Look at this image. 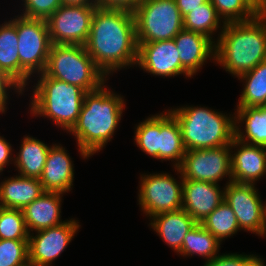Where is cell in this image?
<instances>
[{
  "mask_svg": "<svg viewBox=\"0 0 266 266\" xmlns=\"http://www.w3.org/2000/svg\"><path fill=\"white\" fill-rule=\"evenodd\" d=\"M84 46L105 75L136 64L138 42L133 12L97 6Z\"/></svg>",
  "mask_w": 266,
  "mask_h": 266,
  "instance_id": "1",
  "label": "cell"
},
{
  "mask_svg": "<svg viewBox=\"0 0 266 266\" xmlns=\"http://www.w3.org/2000/svg\"><path fill=\"white\" fill-rule=\"evenodd\" d=\"M214 59L239 77L266 60V14L245 22L223 24Z\"/></svg>",
  "mask_w": 266,
  "mask_h": 266,
  "instance_id": "2",
  "label": "cell"
},
{
  "mask_svg": "<svg viewBox=\"0 0 266 266\" xmlns=\"http://www.w3.org/2000/svg\"><path fill=\"white\" fill-rule=\"evenodd\" d=\"M103 85L86 92L77 122L70 130L83 158L101 150L111 140L125 106L121 96L105 90Z\"/></svg>",
  "mask_w": 266,
  "mask_h": 266,
  "instance_id": "3",
  "label": "cell"
},
{
  "mask_svg": "<svg viewBox=\"0 0 266 266\" xmlns=\"http://www.w3.org/2000/svg\"><path fill=\"white\" fill-rule=\"evenodd\" d=\"M170 112L180 125L186 151L231 145L235 137V121L222 113L202 107H182Z\"/></svg>",
  "mask_w": 266,
  "mask_h": 266,
  "instance_id": "4",
  "label": "cell"
},
{
  "mask_svg": "<svg viewBox=\"0 0 266 266\" xmlns=\"http://www.w3.org/2000/svg\"><path fill=\"white\" fill-rule=\"evenodd\" d=\"M34 89L32 113L48 116L57 125L70 131L79 117L86 92L75 85L40 73Z\"/></svg>",
  "mask_w": 266,
  "mask_h": 266,
  "instance_id": "5",
  "label": "cell"
},
{
  "mask_svg": "<svg viewBox=\"0 0 266 266\" xmlns=\"http://www.w3.org/2000/svg\"><path fill=\"white\" fill-rule=\"evenodd\" d=\"M45 75L82 88L85 92L104 84L105 74L95 65L83 45L52 44Z\"/></svg>",
  "mask_w": 266,
  "mask_h": 266,
  "instance_id": "6",
  "label": "cell"
},
{
  "mask_svg": "<svg viewBox=\"0 0 266 266\" xmlns=\"http://www.w3.org/2000/svg\"><path fill=\"white\" fill-rule=\"evenodd\" d=\"M133 14L138 43L170 40L184 29L175 0H142Z\"/></svg>",
  "mask_w": 266,
  "mask_h": 266,
  "instance_id": "7",
  "label": "cell"
},
{
  "mask_svg": "<svg viewBox=\"0 0 266 266\" xmlns=\"http://www.w3.org/2000/svg\"><path fill=\"white\" fill-rule=\"evenodd\" d=\"M11 22L17 31L20 85L23 88L35 70L44 72L52 43L46 20L20 16Z\"/></svg>",
  "mask_w": 266,
  "mask_h": 266,
  "instance_id": "8",
  "label": "cell"
},
{
  "mask_svg": "<svg viewBox=\"0 0 266 266\" xmlns=\"http://www.w3.org/2000/svg\"><path fill=\"white\" fill-rule=\"evenodd\" d=\"M231 145L218 148L186 151L181 165L176 168L183 180H195L217 184L224 176L232 175Z\"/></svg>",
  "mask_w": 266,
  "mask_h": 266,
  "instance_id": "9",
  "label": "cell"
},
{
  "mask_svg": "<svg viewBox=\"0 0 266 266\" xmlns=\"http://www.w3.org/2000/svg\"><path fill=\"white\" fill-rule=\"evenodd\" d=\"M96 7L61 5L47 20L52 44L85 45Z\"/></svg>",
  "mask_w": 266,
  "mask_h": 266,
  "instance_id": "10",
  "label": "cell"
},
{
  "mask_svg": "<svg viewBox=\"0 0 266 266\" xmlns=\"http://www.w3.org/2000/svg\"><path fill=\"white\" fill-rule=\"evenodd\" d=\"M224 190V200L233 210L239 228L265 236L264 205L254 184L230 181Z\"/></svg>",
  "mask_w": 266,
  "mask_h": 266,
  "instance_id": "11",
  "label": "cell"
},
{
  "mask_svg": "<svg viewBox=\"0 0 266 266\" xmlns=\"http://www.w3.org/2000/svg\"><path fill=\"white\" fill-rule=\"evenodd\" d=\"M139 204L151 218L155 215L182 209L183 183L177 184L169 174L141 177Z\"/></svg>",
  "mask_w": 266,
  "mask_h": 266,
  "instance_id": "12",
  "label": "cell"
},
{
  "mask_svg": "<svg viewBox=\"0 0 266 266\" xmlns=\"http://www.w3.org/2000/svg\"><path fill=\"white\" fill-rule=\"evenodd\" d=\"M78 223L69 220L58 226L38 230L34 237L29 235V262L37 266L50 265L72 240L80 227Z\"/></svg>",
  "mask_w": 266,
  "mask_h": 266,
  "instance_id": "13",
  "label": "cell"
},
{
  "mask_svg": "<svg viewBox=\"0 0 266 266\" xmlns=\"http://www.w3.org/2000/svg\"><path fill=\"white\" fill-rule=\"evenodd\" d=\"M142 69L159 76L191 75L182 67L173 39L138 43L137 62Z\"/></svg>",
  "mask_w": 266,
  "mask_h": 266,
  "instance_id": "14",
  "label": "cell"
},
{
  "mask_svg": "<svg viewBox=\"0 0 266 266\" xmlns=\"http://www.w3.org/2000/svg\"><path fill=\"white\" fill-rule=\"evenodd\" d=\"M181 179L182 209L201 223L224 201V192L215 183Z\"/></svg>",
  "mask_w": 266,
  "mask_h": 266,
  "instance_id": "15",
  "label": "cell"
},
{
  "mask_svg": "<svg viewBox=\"0 0 266 266\" xmlns=\"http://www.w3.org/2000/svg\"><path fill=\"white\" fill-rule=\"evenodd\" d=\"M241 145V147H240ZM239 146L231 155L232 181L254 184L266 173V150L264 146L252 145L233 138L232 147Z\"/></svg>",
  "mask_w": 266,
  "mask_h": 266,
  "instance_id": "16",
  "label": "cell"
},
{
  "mask_svg": "<svg viewBox=\"0 0 266 266\" xmlns=\"http://www.w3.org/2000/svg\"><path fill=\"white\" fill-rule=\"evenodd\" d=\"M173 40L179 52L181 65L191 76L202 67L207 58L215 57L213 54L216 44L204 34L183 29Z\"/></svg>",
  "mask_w": 266,
  "mask_h": 266,
  "instance_id": "17",
  "label": "cell"
},
{
  "mask_svg": "<svg viewBox=\"0 0 266 266\" xmlns=\"http://www.w3.org/2000/svg\"><path fill=\"white\" fill-rule=\"evenodd\" d=\"M65 148L54 145L50 147L46 163L39 178L45 192L65 193L71 189L73 166Z\"/></svg>",
  "mask_w": 266,
  "mask_h": 266,
  "instance_id": "18",
  "label": "cell"
},
{
  "mask_svg": "<svg viewBox=\"0 0 266 266\" xmlns=\"http://www.w3.org/2000/svg\"><path fill=\"white\" fill-rule=\"evenodd\" d=\"M61 194L63 193L44 192L22 210L29 234L30 230L38 231L65 222L60 220Z\"/></svg>",
  "mask_w": 266,
  "mask_h": 266,
  "instance_id": "19",
  "label": "cell"
},
{
  "mask_svg": "<svg viewBox=\"0 0 266 266\" xmlns=\"http://www.w3.org/2000/svg\"><path fill=\"white\" fill-rule=\"evenodd\" d=\"M44 192L38 178L11 177L0 184V207L23 210Z\"/></svg>",
  "mask_w": 266,
  "mask_h": 266,
  "instance_id": "20",
  "label": "cell"
},
{
  "mask_svg": "<svg viewBox=\"0 0 266 266\" xmlns=\"http://www.w3.org/2000/svg\"><path fill=\"white\" fill-rule=\"evenodd\" d=\"M152 219V228L176 252L181 250L185 236L197 224L184 209L161 213Z\"/></svg>",
  "mask_w": 266,
  "mask_h": 266,
  "instance_id": "21",
  "label": "cell"
},
{
  "mask_svg": "<svg viewBox=\"0 0 266 266\" xmlns=\"http://www.w3.org/2000/svg\"><path fill=\"white\" fill-rule=\"evenodd\" d=\"M186 153L182 141V133L177 119L170 110L161 114V132L159 133V159L177 161L175 168H178Z\"/></svg>",
  "mask_w": 266,
  "mask_h": 266,
  "instance_id": "22",
  "label": "cell"
},
{
  "mask_svg": "<svg viewBox=\"0 0 266 266\" xmlns=\"http://www.w3.org/2000/svg\"><path fill=\"white\" fill-rule=\"evenodd\" d=\"M235 119V138L239 141L266 146V106L238 107ZM245 121V135L239 130L236 121ZM247 142H246V141Z\"/></svg>",
  "mask_w": 266,
  "mask_h": 266,
  "instance_id": "23",
  "label": "cell"
},
{
  "mask_svg": "<svg viewBox=\"0 0 266 266\" xmlns=\"http://www.w3.org/2000/svg\"><path fill=\"white\" fill-rule=\"evenodd\" d=\"M49 149L50 147L43 142L33 137H25L18 157L15 159L20 176L39 179L42 175Z\"/></svg>",
  "mask_w": 266,
  "mask_h": 266,
  "instance_id": "24",
  "label": "cell"
},
{
  "mask_svg": "<svg viewBox=\"0 0 266 266\" xmlns=\"http://www.w3.org/2000/svg\"><path fill=\"white\" fill-rule=\"evenodd\" d=\"M0 69L20 84V61L16 26L6 22L0 26Z\"/></svg>",
  "mask_w": 266,
  "mask_h": 266,
  "instance_id": "25",
  "label": "cell"
},
{
  "mask_svg": "<svg viewBox=\"0 0 266 266\" xmlns=\"http://www.w3.org/2000/svg\"><path fill=\"white\" fill-rule=\"evenodd\" d=\"M239 77L246 82L237 107L266 106V60Z\"/></svg>",
  "mask_w": 266,
  "mask_h": 266,
  "instance_id": "26",
  "label": "cell"
},
{
  "mask_svg": "<svg viewBox=\"0 0 266 266\" xmlns=\"http://www.w3.org/2000/svg\"><path fill=\"white\" fill-rule=\"evenodd\" d=\"M220 241L205 229L200 223L187 233L184 238L180 254H198L206 257L207 261L217 257Z\"/></svg>",
  "mask_w": 266,
  "mask_h": 266,
  "instance_id": "27",
  "label": "cell"
},
{
  "mask_svg": "<svg viewBox=\"0 0 266 266\" xmlns=\"http://www.w3.org/2000/svg\"><path fill=\"white\" fill-rule=\"evenodd\" d=\"M200 224L220 242L225 237H230L240 229L233 210L225 200Z\"/></svg>",
  "mask_w": 266,
  "mask_h": 266,
  "instance_id": "28",
  "label": "cell"
},
{
  "mask_svg": "<svg viewBox=\"0 0 266 266\" xmlns=\"http://www.w3.org/2000/svg\"><path fill=\"white\" fill-rule=\"evenodd\" d=\"M220 18L208 0L183 17V26L185 30L198 32L212 39L211 34L219 28Z\"/></svg>",
  "mask_w": 266,
  "mask_h": 266,
  "instance_id": "29",
  "label": "cell"
},
{
  "mask_svg": "<svg viewBox=\"0 0 266 266\" xmlns=\"http://www.w3.org/2000/svg\"><path fill=\"white\" fill-rule=\"evenodd\" d=\"M161 114L149 117L136 128L135 141L143 152L159 159V133Z\"/></svg>",
  "mask_w": 266,
  "mask_h": 266,
  "instance_id": "30",
  "label": "cell"
},
{
  "mask_svg": "<svg viewBox=\"0 0 266 266\" xmlns=\"http://www.w3.org/2000/svg\"><path fill=\"white\" fill-rule=\"evenodd\" d=\"M29 235L21 209L0 207V239L28 240Z\"/></svg>",
  "mask_w": 266,
  "mask_h": 266,
  "instance_id": "31",
  "label": "cell"
},
{
  "mask_svg": "<svg viewBox=\"0 0 266 266\" xmlns=\"http://www.w3.org/2000/svg\"><path fill=\"white\" fill-rule=\"evenodd\" d=\"M223 23L245 22L254 19L258 14L245 0H209Z\"/></svg>",
  "mask_w": 266,
  "mask_h": 266,
  "instance_id": "32",
  "label": "cell"
},
{
  "mask_svg": "<svg viewBox=\"0 0 266 266\" xmlns=\"http://www.w3.org/2000/svg\"><path fill=\"white\" fill-rule=\"evenodd\" d=\"M28 262V240L0 239V266H23Z\"/></svg>",
  "mask_w": 266,
  "mask_h": 266,
  "instance_id": "33",
  "label": "cell"
},
{
  "mask_svg": "<svg viewBox=\"0 0 266 266\" xmlns=\"http://www.w3.org/2000/svg\"><path fill=\"white\" fill-rule=\"evenodd\" d=\"M23 17L47 20L61 5L62 0H24Z\"/></svg>",
  "mask_w": 266,
  "mask_h": 266,
  "instance_id": "34",
  "label": "cell"
},
{
  "mask_svg": "<svg viewBox=\"0 0 266 266\" xmlns=\"http://www.w3.org/2000/svg\"><path fill=\"white\" fill-rule=\"evenodd\" d=\"M16 87L18 92H22L24 88L6 71L0 69V112L5 111V105L7 100V88ZM20 90V91H19Z\"/></svg>",
  "mask_w": 266,
  "mask_h": 266,
  "instance_id": "35",
  "label": "cell"
},
{
  "mask_svg": "<svg viewBox=\"0 0 266 266\" xmlns=\"http://www.w3.org/2000/svg\"><path fill=\"white\" fill-rule=\"evenodd\" d=\"M252 255L224 254L206 262L204 266H243Z\"/></svg>",
  "mask_w": 266,
  "mask_h": 266,
  "instance_id": "36",
  "label": "cell"
},
{
  "mask_svg": "<svg viewBox=\"0 0 266 266\" xmlns=\"http://www.w3.org/2000/svg\"><path fill=\"white\" fill-rule=\"evenodd\" d=\"M97 6L104 8L124 9L131 12L142 0H93Z\"/></svg>",
  "mask_w": 266,
  "mask_h": 266,
  "instance_id": "37",
  "label": "cell"
},
{
  "mask_svg": "<svg viewBox=\"0 0 266 266\" xmlns=\"http://www.w3.org/2000/svg\"><path fill=\"white\" fill-rule=\"evenodd\" d=\"M208 0H175V3L181 13V16L184 17L193 9L200 7Z\"/></svg>",
  "mask_w": 266,
  "mask_h": 266,
  "instance_id": "38",
  "label": "cell"
},
{
  "mask_svg": "<svg viewBox=\"0 0 266 266\" xmlns=\"http://www.w3.org/2000/svg\"><path fill=\"white\" fill-rule=\"evenodd\" d=\"M11 151V145L0 136V167L2 169L10 161L9 155H11Z\"/></svg>",
  "mask_w": 266,
  "mask_h": 266,
  "instance_id": "39",
  "label": "cell"
},
{
  "mask_svg": "<svg viewBox=\"0 0 266 266\" xmlns=\"http://www.w3.org/2000/svg\"><path fill=\"white\" fill-rule=\"evenodd\" d=\"M245 1L257 14H266V0H245Z\"/></svg>",
  "mask_w": 266,
  "mask_h": 266,
  "instance_id": "40",
  "label": "cell"
},
{
  "mask_svg": "<svg viewBox=\"0 0 266 266\" xmlns=\"http://www.w3.org/2000/svg\"><path fill=\"white\" fill-rule=\"evenodd\" d=\"M62 5H81L88 7H97L96 2H93L92 0H62Z\"/></svg>",
  "mask_w": 266,
  "mask_h": 266,
  "instance_id": "41",
  "label": "cell"
},
{
  "mask_svg": "<svg viewBox=\"0 0 266 266\" xmlns=\"http://www.w3.org/2000/svg\"><path fill=\"white\" fill-rule=\"evenodd\" d=\"M258 256H251L243 266H265L264 261L261 258H257Z\"/></svg>",
  "mask_w": 266,
  "mask_h": 266,
  "instance_id": "42",
  "label": "cell"
},
{
  "mask_svg": "<svg viewBox=\"0 0 266 266\" xmlns=\"http://www.w3.org/2000/svg\"><path fill=\"white\" fill-rule=\"evenodd\" d=\"M264 221H265V225H266V205L264 206Z\"/></svg>",
  "mask_w": 266,
  "mask_h": 266,
  "instance_id": "43",
  "label": "cell"
},
{
  "mask_svg": "<svg viewBox=\"0 0 266 266\" xmlns=\"http://www.w3.org/2000/svg\"><path fill=\"white\" fill-rule=\"evenodd\" d=\"M23 266H37V265L28 262V263L24 264Z\"/></svg>",
  "mask_w": 266,
  "mask_h": 266,
  "instance_id": "44",
  "label": "cell"
}]
</instances>
